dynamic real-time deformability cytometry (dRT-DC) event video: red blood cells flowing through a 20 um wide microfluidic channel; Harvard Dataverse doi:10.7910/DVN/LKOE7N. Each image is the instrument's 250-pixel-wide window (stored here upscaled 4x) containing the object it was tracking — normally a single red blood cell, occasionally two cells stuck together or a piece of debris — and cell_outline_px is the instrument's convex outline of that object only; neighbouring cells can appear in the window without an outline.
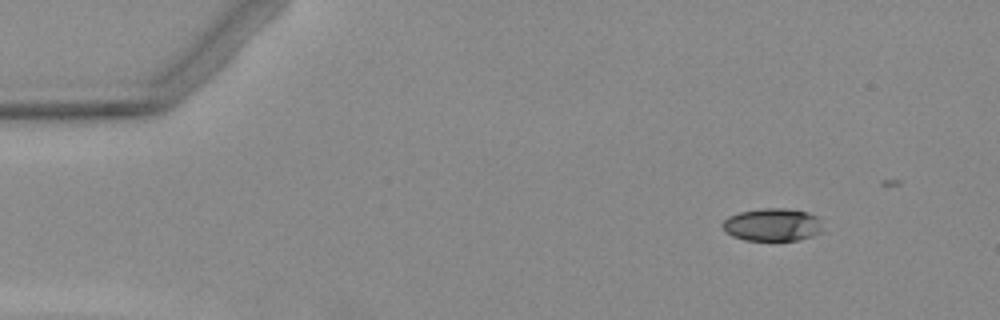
{"species": "Egyptian fruit bat (a non-hibernating species)", "species_latin": "Rousettus aegyptiacus", "temperature_condition": "warm", "stored_images_in_passage": 7, "camera_frame_rate_fps": 3000, "um_per_image_px": 0.085, "animal": {"sex": "female"}, "frame": {"image": 1, "passage_image": 2, "time_ms": 1.333, "image_size_px": [1000, 320], "cell_outline_px": [[824, 232], [800, 240], [744, 240], [732, 236], [724, 232], [724, 220], [728, 216], [740, 212], [764, 208], [788, 208], [808, 212], [816, 216]], "centroid_in_image_um": [65.67, 19.1], "position_along_channel_um": 19.3, "area_um2": 19.19}}
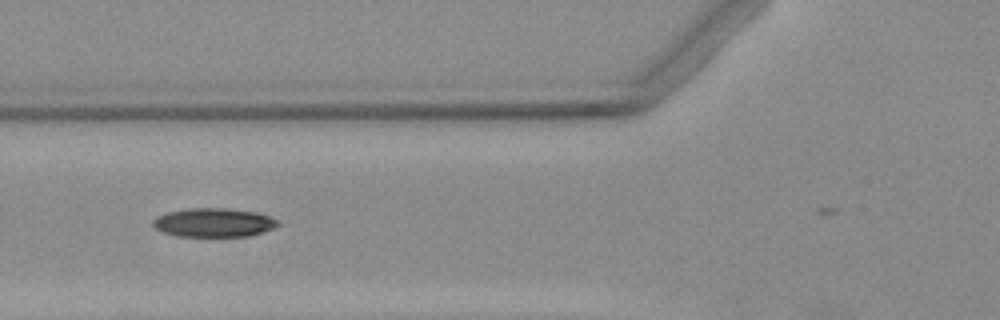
{"frame": {"image": 2, "passage_image": 6, "time_ms": 6.0, "image_size_px": [1000, 320], "cell_outline_px": [[280, 224], [272, 228], [248, 236], [176, 236], [164, 232], [156, 228], [152, 224], [152, 220], [156, 216], [168, 212], [188, 208], [224, 208], [256, 212], [280, 220]], "centroid_in_image_um": [18.15, 18.91], "position_along_channel_um": 107.7, "area_um2": 20.87}}
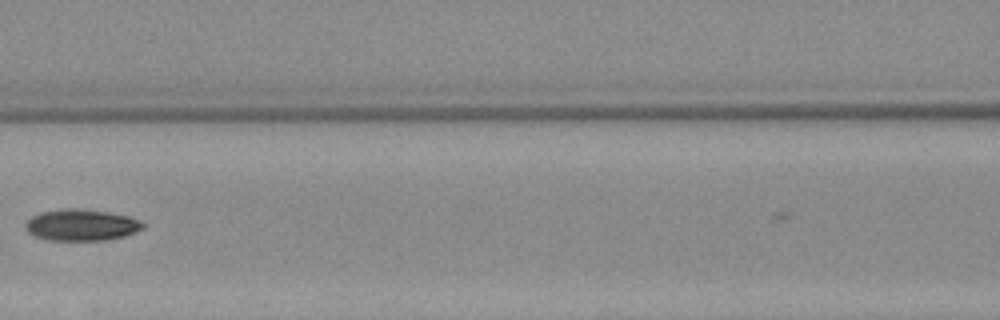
{"frame": {"image": 3, "passage_image": 7, "time_ms": 7.333, "image_size_px": [1000, 320], "cell_outline_px": [[144, 228], [136, 232], [124, 236], [108, 240], [48, 240], [36, 236], [28, 232], [24, 228], [24, 224], [32, 216], [40, 212], [68, 208], [80, 208], [128, 216], [140, 220], [144, 224]], "centroid_in_image_um": [6.91, 19.13], "position_along_channel_um": 159.7, "area_um2": 21.5}}